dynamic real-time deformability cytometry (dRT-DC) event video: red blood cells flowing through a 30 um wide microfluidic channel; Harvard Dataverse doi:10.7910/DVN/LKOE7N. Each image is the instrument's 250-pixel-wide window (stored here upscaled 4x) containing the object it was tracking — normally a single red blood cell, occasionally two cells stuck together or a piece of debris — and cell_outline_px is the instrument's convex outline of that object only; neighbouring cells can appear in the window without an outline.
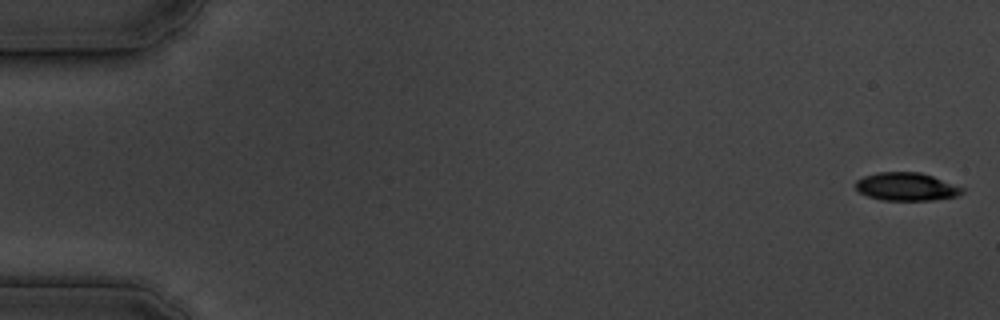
{"species": "common noctule bat (a hibernating species)", "species_latin": "Nyctalus noctula", "temperature_condition": "cold", "stored_images_in_passage": 55, "camera_frame_rate_fps": 3000, "um_per_image_px": 0.085, "animal": {"sex": "male", "body_mass_g": 19.5, "forearm_length_mm": 54.6}, "frame": {"image": 1, "passage_image": 1, "time_ms": 0.0, "image_size_px": [1000, 320], "cell_outline_px": [[964, 192], [956, 196], [932, 200], [884, 200], [868, 196], [860, 192], [856, 188], [856, 180], [864, 176], [876, 172], [920, 172], [932, 176], [964, 188]], "centroid_in_image_um": [77.03, 15.86], "position_along_channel_um": 8.0, "area_um2": 17.28}}
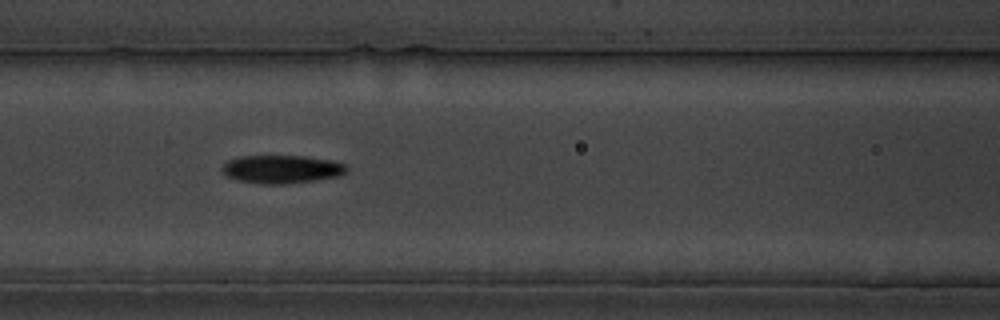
{"frame": {"image": 2, "passage_image": 24, "time_ms": 7.667, "image_size_px": [1000, 320], "cell_outline_px": [[348, 172], [340, 176], [316, 180], [280, 184], [264, 184], [240, 180], [228, 176], [220, 168], [228, 160], [240, 156], [304, 156], [332, 160], [344, 164], [348, 168]], "centroid_in_image_um": [23.99, 14.37], "position_along_channel_um": 142.6, "area_um2": 20.35}}
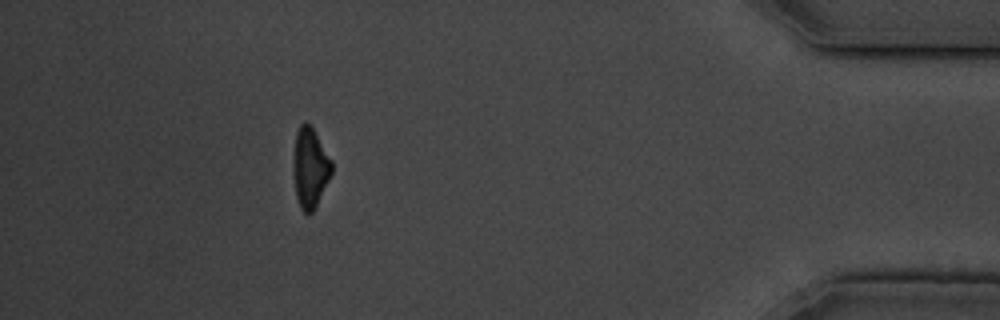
{"frame": {"image": 3, "passage_image": 50, "time_ms": 16.333, "image_size_px": [1000, 320], "cell_outline_px": [[332, 172], [312, 212], [308, 216], [300, 208], [296, 196], [292, 172], [292, 164], [296, 132], [300, 124], [308, 124], [312, 128], [332, 160]], "centroid_in_image_um": [26.32, 14.28], "position_along_channel_um": 408.9, "area_um2": 17.74}, "authors_computed_cell_mechanics": {"area_um2": 19.3052, "velocity_mm_per_s": 3.6507, "shape_relaxation_time_tau1_ms": 2.8783, "shape_relaxation_time_tau2_ms": null, "deformation_change_tau1": 0.1424, "deformation_change_tau2": null}}